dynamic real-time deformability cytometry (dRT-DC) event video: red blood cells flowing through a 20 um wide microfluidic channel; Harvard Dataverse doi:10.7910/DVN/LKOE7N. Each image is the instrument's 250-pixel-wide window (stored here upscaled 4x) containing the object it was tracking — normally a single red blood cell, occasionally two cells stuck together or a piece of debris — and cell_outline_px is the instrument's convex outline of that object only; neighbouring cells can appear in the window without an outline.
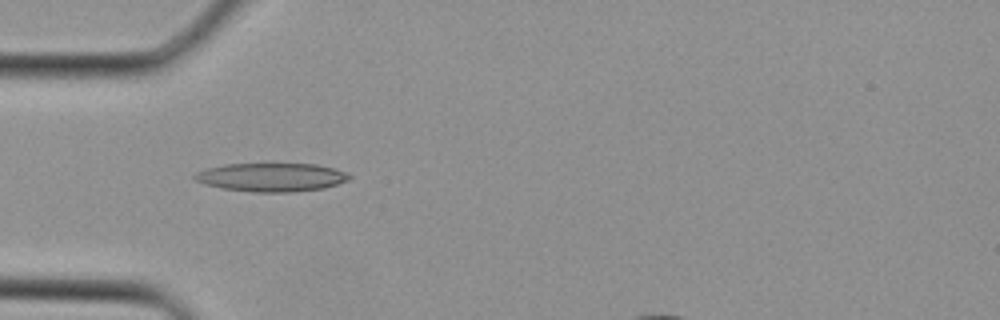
{"species": "Egyptian fruit bat (a non-hibernating species)", "species_latin": "Rousettus aegyptiacus", "temperature_condition": "cold", "stored_images_in_passage": 4, "camera_frame_rate_fps": 3000, "um_per_image_px": 0.085, "animal": {"sex": "female"}, "frame": {"image": 1, "passage_image": 4, "time_ms": 1.0, "image_size_px": [1000, 320], "cell_outline_px": [[352, 176], [348, 180], [324, 188], [292, 192], [252, 192], [220, 188], [196, 180], [192, 176], [196, 172], [208, 168], [224, 164], [316, 164], [332, 168], [344, 172]], "centroid_in_image_um": [23.06, 15.07], "position_along_channel_um": 61.9, "area_um2": 25.49}}